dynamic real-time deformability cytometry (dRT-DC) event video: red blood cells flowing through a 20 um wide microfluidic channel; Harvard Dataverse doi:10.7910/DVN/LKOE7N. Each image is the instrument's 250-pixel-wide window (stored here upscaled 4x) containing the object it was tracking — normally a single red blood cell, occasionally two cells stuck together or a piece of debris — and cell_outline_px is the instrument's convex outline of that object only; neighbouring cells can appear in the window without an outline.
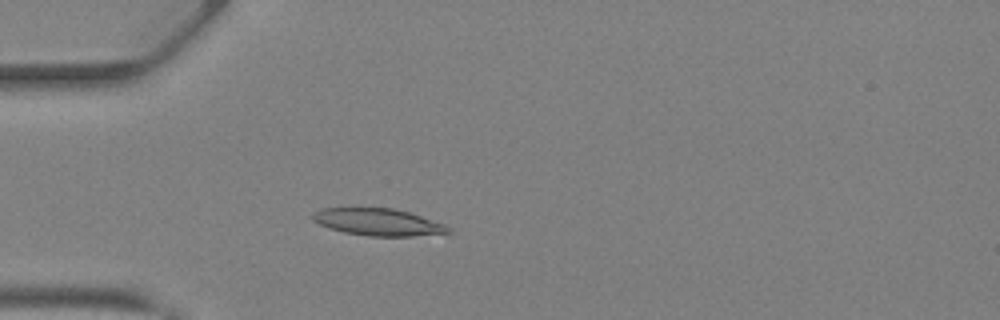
{"species": "Egyptian fruit bat (a non-hibernating species)", "species_latin": "Rousettus aegyptiacus", "temperature_condition": "warm", "stored_images_in_passage": 39, "camera_frame_rate_fps": 3000, "um_per_image_px": 0.085, "animal": {"sex": "female"}, "frame": {"image": 1, "passage_image": 10, "time_ms": 3.0, "image_size_px": [1000, 320], "cell_outline_px": [[452, 232], [412, 236], [368, 236], [344, 232], [320, 224], [312, 220], [312, 212], [320, 208], [392, 208], [408, 212], [444, 224], [452, 228]], "centroid_in_image_um": [32.12, 18.87], "position_along_channel_um": 52.9, "area_um2": 21.21}}
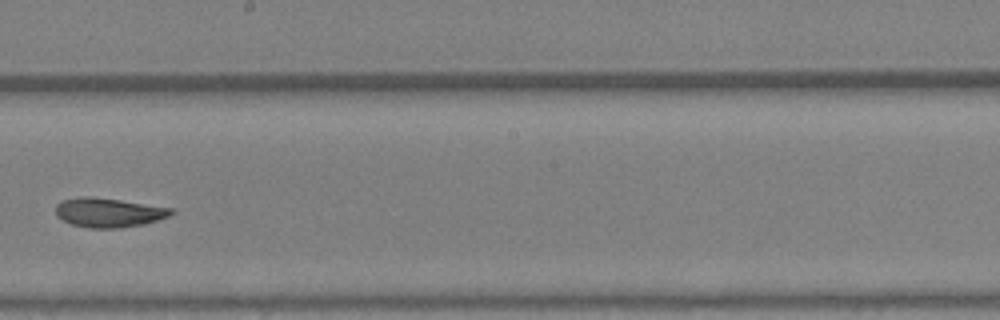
{"frame": {"image": 2, "passage_image": 22, "time_ms": 7.0, "image_size_px": [1000, 320], "cell_outline_px": [[176, 212], [168, 216], [144, 224], [120, 228], [88, 228], [72, 224], [56, 216], [56, 204], [60, 200], [80, 196], [92, 196], [120, 200], [172, 208]], "centroid_in_image_um": [9.2, 18.06], "position_along_channel_um": 239.0, "area_um2": 19.77}}
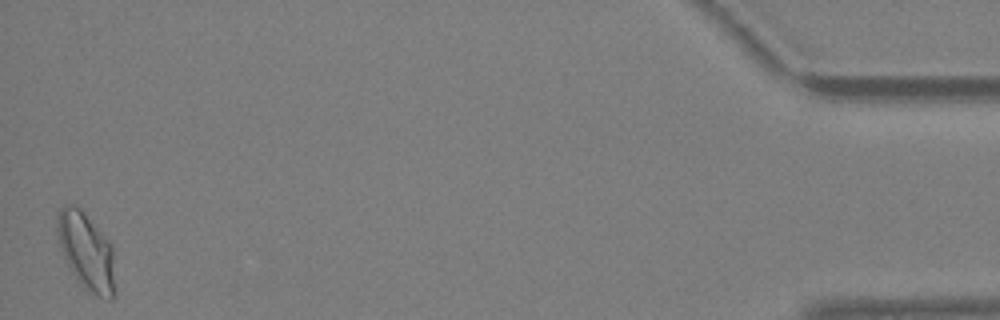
{"frame": {"image": 3, "passage_image": 39, "time_ms": 12.667, "image_size_px": [1000, 320], "cell_outline_px": [[116, 296], [112, 300], [108, 300], [96, 296], [72, 272], [64, 256], [56, 232], [56, 216], [60, 208], [64, 204], [76, 204], [84, 212], [112, 244]], "centroid_in_image_um": [7.36, 21.33], "position_along_channel_um": 427.8, "area_um2": 26.01}, "authors_computed_cell_mechanics": {"area_um2": 20.6346, "velocity_mm_per_s": 4.9379, "shape_relaxation_time_tau1_ms": 4.0824, "shape_relaxation_time_tau2_ms": 2.5627, "deformation_change_tau1": 0.1633, "deformation_change_tau2": 0.0723}}